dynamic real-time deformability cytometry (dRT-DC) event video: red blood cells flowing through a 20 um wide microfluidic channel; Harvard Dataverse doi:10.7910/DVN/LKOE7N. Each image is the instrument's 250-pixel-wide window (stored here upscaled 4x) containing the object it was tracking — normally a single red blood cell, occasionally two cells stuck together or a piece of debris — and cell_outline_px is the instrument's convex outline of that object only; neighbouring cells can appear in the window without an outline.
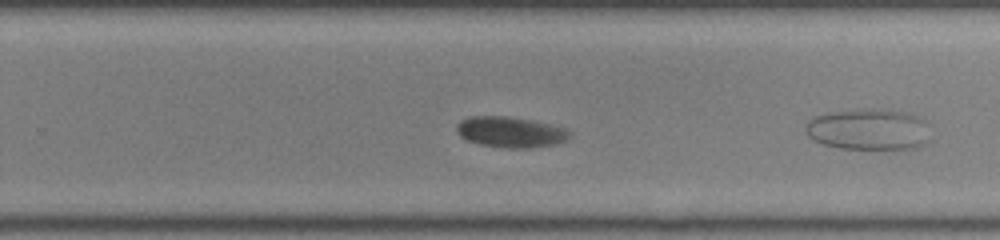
{"species": "common noctule bat (a hibernating species)", "species_latin": "Nyctalus noctula", "temperature_condition": "room temperature", "stored_images_in_passage": 25, "camera_frame_rate_fps": 3000, "um_per_image_px": 0.085, "animal": {"sex": "female", "body_mass_g": 22.0, "forearm_length_mm": 56.7}, "frame": {"image": 1, "passage_image": 18, "time_ms": 5.667, "image_size_px": [1000, 240], "cell_outline_px": [[572, 136], [556, 144], [532, 148], [508, 148], [480, 144], [468, 140], [460, 136], [456, 132], [456, 124], [460, 120], [472, 116], [508, 116], [532, 120], [564, 128], [572, 132]], "centroid_in_image_um": [43.38, 11.22], "position_along_channel_um": 286.4, "area_um2": 20.29}, "authors_computed_cell_mechanics": {"area_um2": 19.652, "velocity_mm_per_s": 3.9168, "shape_relaxation_time_tau1_ms": 2.1979, "shape_relaxation_time_tau2_ms": 0.813, "deformation_change_tau1": 0.0867, "deformation_change_tau2": 0.0235}}